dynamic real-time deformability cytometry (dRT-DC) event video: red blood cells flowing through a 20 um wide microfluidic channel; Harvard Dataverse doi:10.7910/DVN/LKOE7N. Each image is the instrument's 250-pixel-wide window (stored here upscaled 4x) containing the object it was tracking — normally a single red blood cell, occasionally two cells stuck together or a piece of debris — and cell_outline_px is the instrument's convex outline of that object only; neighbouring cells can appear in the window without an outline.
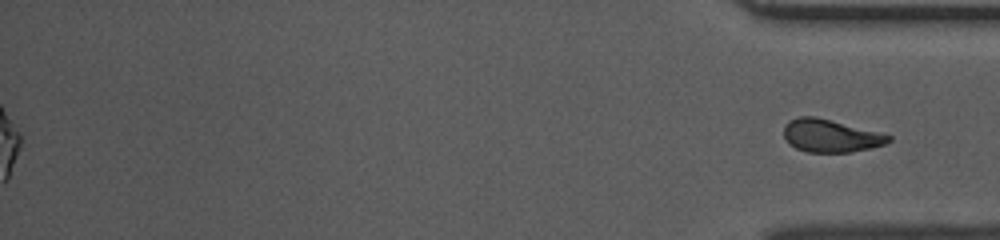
{"species": "common noctule bat (a hibernating species)", "species_latin": "Nyctalus noctula", "temperature_condition": "warm", "stored_images_in_passage": 39, "segment_of_instrument_passage": [2, 2], "camera_frame_rate_fps": 3000, "um_per_image_px": 0.085, "animal": {"sex": "female", "body_mass_g": 10.0, "forearm_length_mm": 53.1}, "frame": {"image": 1, "passage_image": 39, "time_ms": 12.667, "image_size_px": [1000, 240], "cell_outline_px": [[892, 140], [884, 144], [852, 152], [808, 152], [796, 148], [788, 144], [784, 140], [784, 124], [788, 120], [800, 116], [816, 116], [892, 136]], "centroid_in_image_um": [70.53, 11.54], "position_along_channel_um": 364.7, "area_um2": 19.94}}